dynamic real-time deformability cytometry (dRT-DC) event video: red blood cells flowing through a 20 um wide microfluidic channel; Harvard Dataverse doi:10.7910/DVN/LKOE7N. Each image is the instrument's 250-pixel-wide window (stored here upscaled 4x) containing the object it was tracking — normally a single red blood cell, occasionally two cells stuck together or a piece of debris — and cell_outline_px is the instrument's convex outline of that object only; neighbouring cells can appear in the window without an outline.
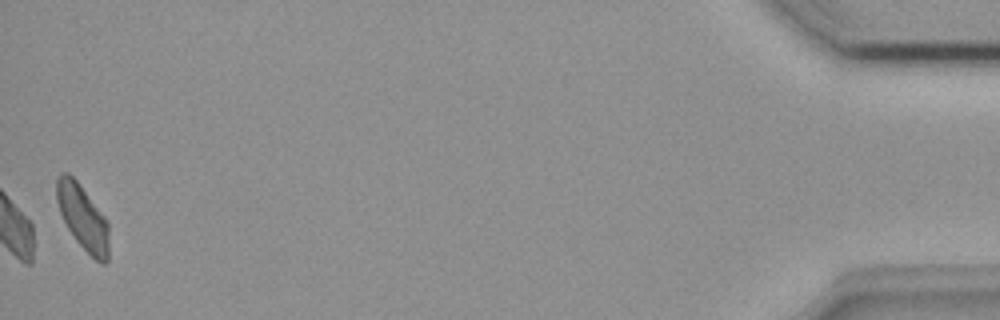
{"species": "common noctule bat (a hibernating species)", "species_latin": "Nyctalus noctula", "temperature_condition": "room temperature", "stored_images_in_passage": 41, "camera_frame_rate_fps": 3000, "um_per_image_px": 0.085, "animal": {"sex": "female", "body_mass_g": 18.4}, "frame": {"image": 1, "passage_image": 41, "time_ms": 13.333, "image_size_px": [1000, 320], "cell_outline_px": [[108, 260], [104, 264], [100, 264], [76, 240], [68, 228], [60, 212], [56, 200], [56, 176], [60, 172], [68, 172], [76, 180], [104, 216], [108, 224]], "centroid_in_image_um": [7.01, 18.45], "position_along_channel_um": 428.2, "area_um2": 19.54}}